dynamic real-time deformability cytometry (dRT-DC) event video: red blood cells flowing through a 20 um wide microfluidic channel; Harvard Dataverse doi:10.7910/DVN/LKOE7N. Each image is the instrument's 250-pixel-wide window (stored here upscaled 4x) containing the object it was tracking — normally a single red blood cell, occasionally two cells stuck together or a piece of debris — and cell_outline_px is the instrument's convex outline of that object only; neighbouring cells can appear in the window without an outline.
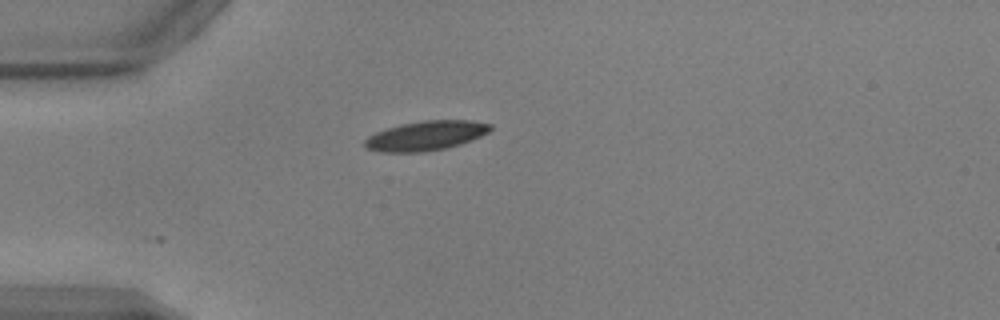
{"species": "common noctule bat (a hibernating species)", "species_latin": "Nyctalus noctula", "temperature_condition": "warm", "stored_images_in_passage": 4, "camera_frame_rate_fps": 3000, "um_per_image_px": 0.085, "animal": {"sex": "male", "body_mass_g": 17.9, "forearm_length_mm": 54.2}, "frame": {"image": 1, "passage_image": 1, "time_ms": 0.0, "image_size_px": [1000, 320], "cell_outline_px": [[492, 128], [488, 132], [480, 136], [460, 144], [444, 148], [424, 152], [384, 152], [368, 148], [364, 144], [364, 140], [368, 136], [376, 132], [400, 124], [424, 120], [472, 120], [492, 124]], "centroid_in_image_um": [36.21, 11.52], "position_along_channel_um": 48.8, "area_um2": 21.44}}